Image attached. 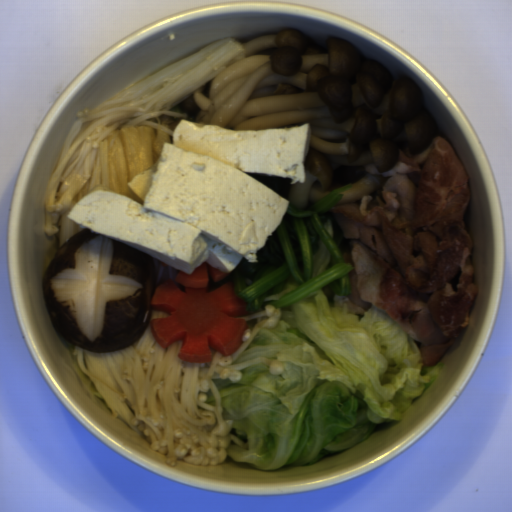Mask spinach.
<instances>
[{
  "label": "spinach",
  "instance_id": "cb11ae35",
  "mask_svg": "<svg viewBox=\"0 0 512 512\" xmlns=\"http://www.w3.org/2000/svg\"><path fill=\"white\" fill-rule=\"evenodd\" d=\"M350 188L351 184L347 183L305 208L288 205L277 229L256 252V262L242 257L228 272L225 282H231L237 296L246 301L248 311L259 310L266 292L286 280H294L299 286L270 302L276 309L324 288L338 296L351 294L350 272L354 266L347 262L346 254L353 246L334 222L341 205L337 204L343 199V192ZM328 219L333 224L334 239L323 227ZM319 239L329 248L332 258L324 274L311 279V258Z\"/></svg>",
  "mask_w": 512,
  "mask_h": 512
}]
</instances>
